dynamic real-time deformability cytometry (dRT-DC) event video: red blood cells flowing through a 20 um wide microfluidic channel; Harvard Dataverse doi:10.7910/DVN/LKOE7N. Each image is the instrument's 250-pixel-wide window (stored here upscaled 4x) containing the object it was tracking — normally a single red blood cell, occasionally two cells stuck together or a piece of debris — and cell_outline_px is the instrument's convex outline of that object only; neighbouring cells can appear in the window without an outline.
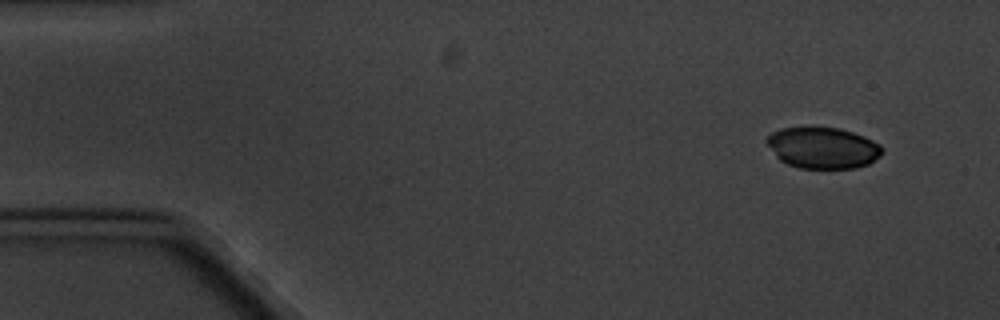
{"species": "common noctule bat (a hibernating species)", "species_latin": "Nyctalus noctula", "temperature_condition": "cold", "stored_images_in_passage": 9, "camera_frame_rate_fps": 3000, "um_per_image_px": 0.085, "animal": {"sex": "male", "body_mass_g": 20.1, "forearm_length_mm": 53.5}, "frame": {"image": 1, "passage_image": 1, "time_ms": 0.0, "image_size_px": [1000, 320], "cell_outline_px": [[884, 152], [880, 156], [868, 164], [856, 168], [800, 168], [788, 164], [780, 160], [776, 156], [764, 140], [772, 132], [780, 128], [840, 128], [864, 136], [880, 144], [884, 148]], "centroid_in_image_um": [69.96, 12.57], "position_along_channel_um": 15.0, "area_um2": 27.69}}
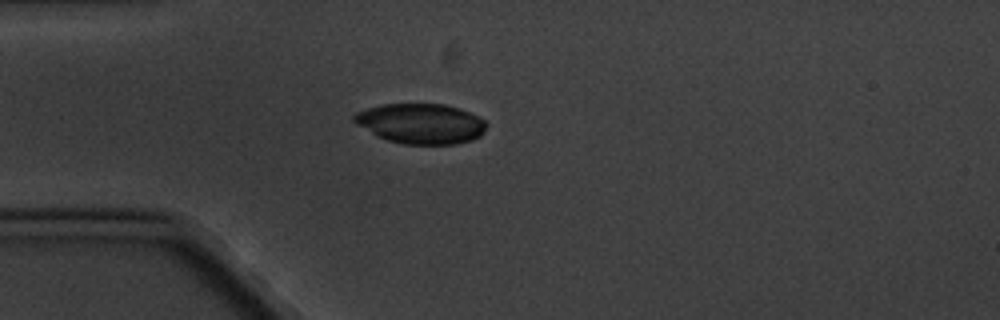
{"frame": {"image": 2, "passage_image": 4, "time_ms": 3.667, "image_size_px": [1000, 320], "cell_outline_px": [[488, 124], [484, 132], [480, 136], [472, 140], [456, 144], [404, 144], [388, 140], [376, 136], [356, 124], [352, 120], [352, 116], [356, 112], [380, 104], [444, 104], [460, 108], [484, 120]], "centroid_in_image_um": [35.76, 10.5], "position_along_channel_um": 49.2, "area_um2": 31.1}}